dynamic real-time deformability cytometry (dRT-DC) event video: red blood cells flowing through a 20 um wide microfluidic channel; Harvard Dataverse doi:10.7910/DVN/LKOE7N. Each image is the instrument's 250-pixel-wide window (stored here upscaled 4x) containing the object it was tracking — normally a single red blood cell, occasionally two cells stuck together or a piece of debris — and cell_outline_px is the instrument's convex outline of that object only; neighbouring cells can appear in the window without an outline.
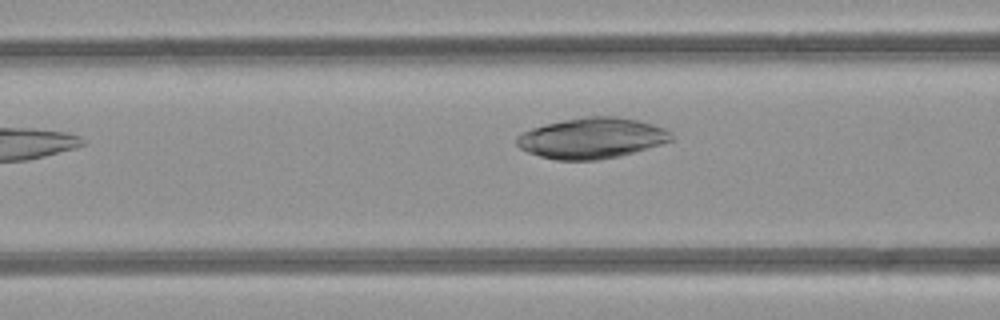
{"species": "common noctule bat (a hibernating species)", "species_latin": "Nyctalus noctula", "temperature_condition": "room temperature", "stored_images_in_passage": 7, "camera_frame_rate_fps": 3000, "um_per_image_px": 0.085, "animal": {"sex": "female", "body_mass_g": 21.9}, "frame": {"image": 1, "passage_image": 6, "time_ms": 6.0, "image_size_px": [1000, 320], "cell_outline_px": [[672, 140], [660, 144], [620, 156], [596, 160], [556, 160], [540, 156], [528, 152], [520, 148], [516, 144], [516, 136], [532, 128], [544, 124], [564, 120], [588, 116], [616, 116], [636, 120], [652, 124], [664, 128], [672, 132]], "centroid_in_image_um": [50.29, 11.74], "position_along_channel_um": 116.3, "area_um2": 36.47}}
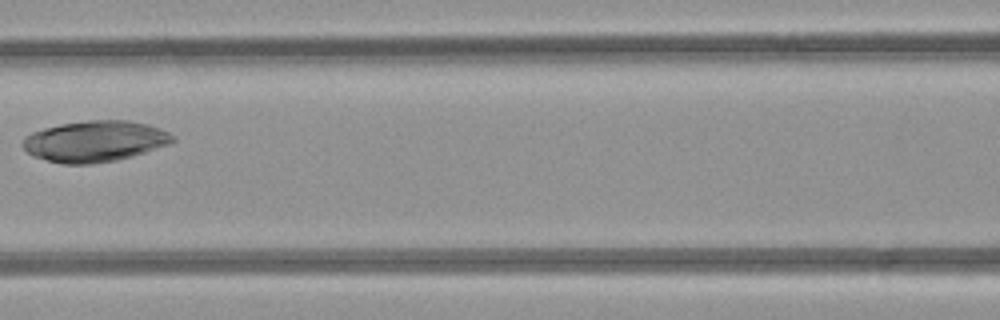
{"frame": {"image": 2, "passage_image": 7, "time_ms": 7.0, "image_size_px": [1000, 320], "cell_outline_px": [[176, 140], [168, 144], [132, 156], [116, 160], [92, 164], [64, 164], [32, 156], [20, 144], [24, 136], [32, 132], [44, 128], [60, 124], [88, 120], [128, 120], [148, 124], [160, 128], [176, 136]], "centroid_in_image_um": [8.05, 12.0], "position_along_channel_um": 158.6, "area_um2": 35.95}}